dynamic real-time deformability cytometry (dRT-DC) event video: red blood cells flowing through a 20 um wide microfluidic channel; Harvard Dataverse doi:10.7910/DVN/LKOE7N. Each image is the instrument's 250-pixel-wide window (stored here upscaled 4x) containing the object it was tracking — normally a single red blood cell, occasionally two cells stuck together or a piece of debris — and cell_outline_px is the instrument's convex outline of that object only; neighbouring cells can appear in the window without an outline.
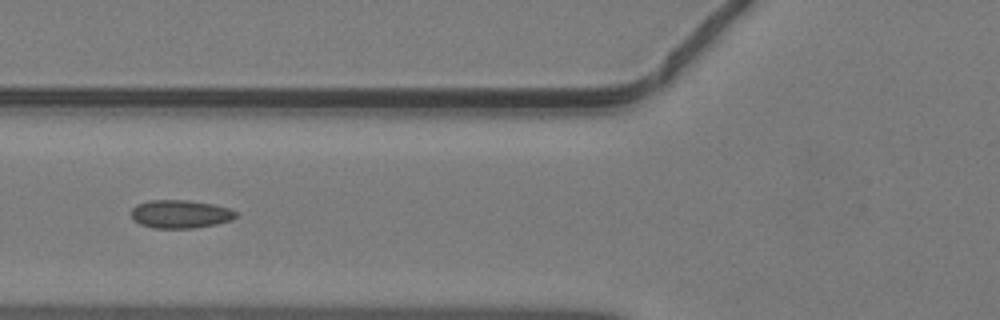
{"species": "common noctule bat (a hibernating species)", "species_latin": "Nyctalus noctula", "temperature_condition": "warm", "stored_images_in_passage": 42, "camera_frame_rate_fps": 3000, "um_per_image_px": 0.085, "animal": {"sex": "male", "body_mass_g": 19.2, "forearm_length_mm": 51.8}, "frame": {"image": 1, "passage_image": 16, "time_ms": 5.0, "image_size_px": [1000, 320], "cell_outline_px": [[236, 216], [232, 220], [216, 224], [192, 228], [152, 228], [140, 224], [132, 220], [132, 208], [136, 204], [152, 200], [188, 200], [212, 204], [228, 208], [236, 212]], "centroid_in_image_um": [15.3, 18.2], "position_along_channel_um": 110.5, "area_um2": 17.17}}
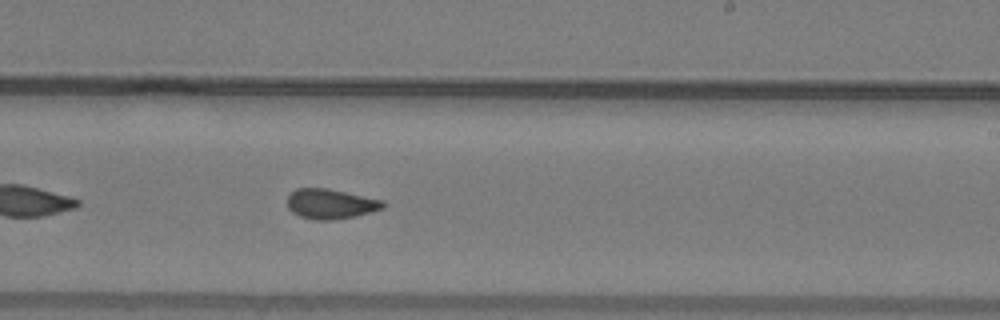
{"frame": {"image": 2, "passage_image": 26, "time_ms": 8.333, "image_size_px": [1000, 320], "cell_outline_px": [[384, 208], [356, 216], [332, 220], [316, 220], [300, 216], [292, 212], [288, 208], [288, 196], [296, 188], [328, 188], [384, 200]], "centroid_in_image_um": [28.11, 17.33], "position_along_channel_um": 260.9, "area_um2": 16.7}}
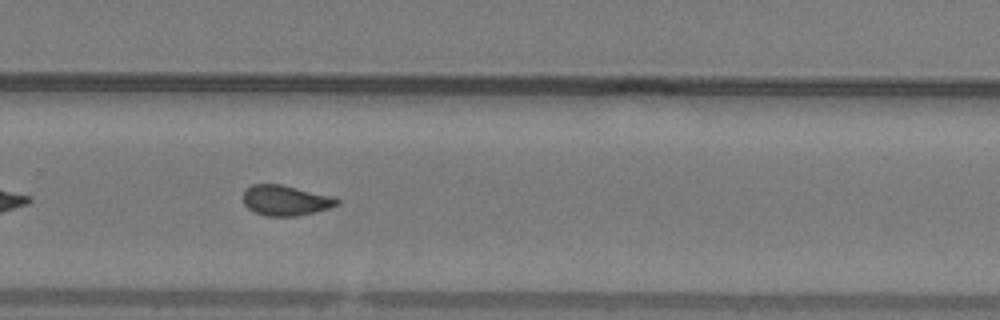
{"frame": {"image": 3, "passage_image": 29, "time_ms": 9.333, "image_size_px": [1000, 320], "cell_outline_px": [[340, 204], [332, 208], [296, 216], [264, 216], [248, 208], [244, 204], [244, 188], [252, 184], [280, 184], [336, 196], [340, 200]], "centroid_in_image_um": [24.32, 17.02], "position_along_channel_um": 305.5, "area_um2": 16.88}}